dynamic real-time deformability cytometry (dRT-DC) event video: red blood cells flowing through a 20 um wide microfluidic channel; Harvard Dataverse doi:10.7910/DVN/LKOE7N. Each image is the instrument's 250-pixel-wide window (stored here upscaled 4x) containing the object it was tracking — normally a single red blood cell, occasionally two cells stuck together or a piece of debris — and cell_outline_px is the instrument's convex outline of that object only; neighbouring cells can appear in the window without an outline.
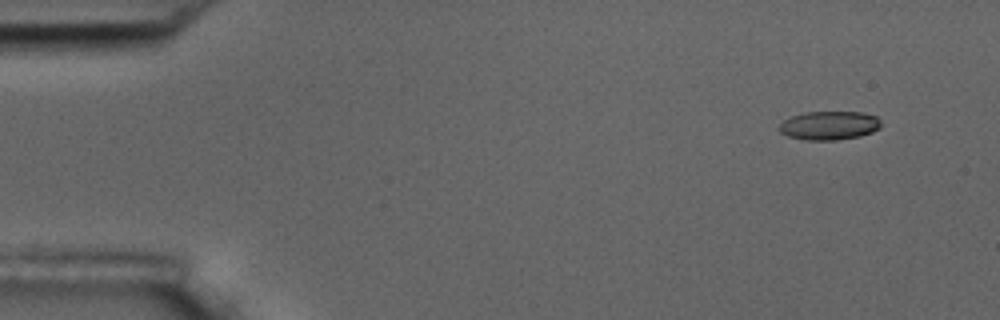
{"species": "common noctule bat (a hibernating species)", "species_latin": "Nyctalus noctula", "temperature_condition": "room temperature", "stored_images_in_passage": 4, "camera_frame_rate_fps": 3000, "um_per_image_px": 0.085, "animal": {"sex": "male", "body_mass_g": 17.5, "forearm_length_mm": 52.3}, "frame": {"image": 1, "passage_image": 1, "time_ms": 0.0, "image_size_px": [1000, 320], "cell_outline_px": [[880, 128], [872, 132], [860, 136], [836, 140], [804, 140], [788, 136], [780, 132], [776, 128], [784, 120], [792, 116], [804, 112], [864, 112], [876, 116], [880, 120]], "centroid_in_image_um": [70.47, 10.67], "position_along_channel_um": 14.5, "area_um2": 17.17}}